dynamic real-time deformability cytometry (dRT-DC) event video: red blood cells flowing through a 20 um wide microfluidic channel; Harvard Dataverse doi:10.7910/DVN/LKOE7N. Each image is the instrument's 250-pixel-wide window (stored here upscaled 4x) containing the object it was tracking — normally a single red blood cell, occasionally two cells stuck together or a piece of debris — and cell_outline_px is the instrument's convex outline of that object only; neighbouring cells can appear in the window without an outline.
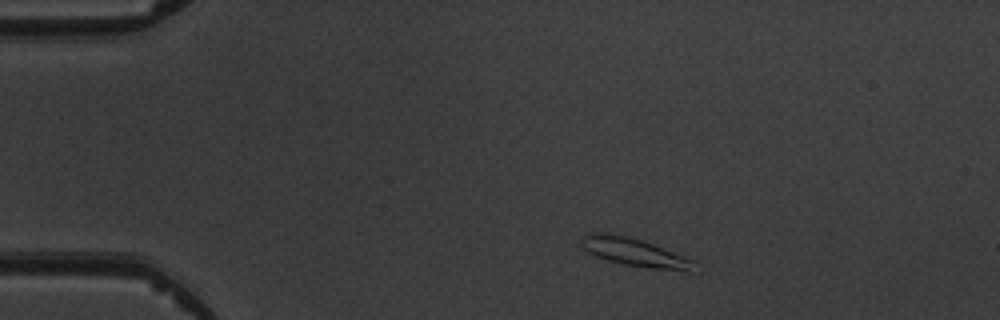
{"species": "common noctule bat (a hibernating species)", "species_latin": "Nyctalus noctula", "temperature_condition": "warm", "stored_images_in_passage": 6, "camera_frame_rate_fps": 3000, "um_per_image_px": 0.085, "animal": {"sex": "male", "body_mass_g": 19.5, "forearm_length_mm": 54.6}, "frame": {"image": 1, "passage_image": 1, "time_ms": 0.0, "image_size_px": [1000, 320], "cell_outline_px": [[696, 272], [688, 272], [652, 268], [624, 264], [608, 260], [596, 256], [588, 252], [584, 248], [580, 240], [588, 232], [608, 232], [628, 236], [652, 244], [696, 260]], "centroid_in_image_um": [54.0, 21.45], "position_along_channel_um": 31.0, "area_um2": 18.67}}
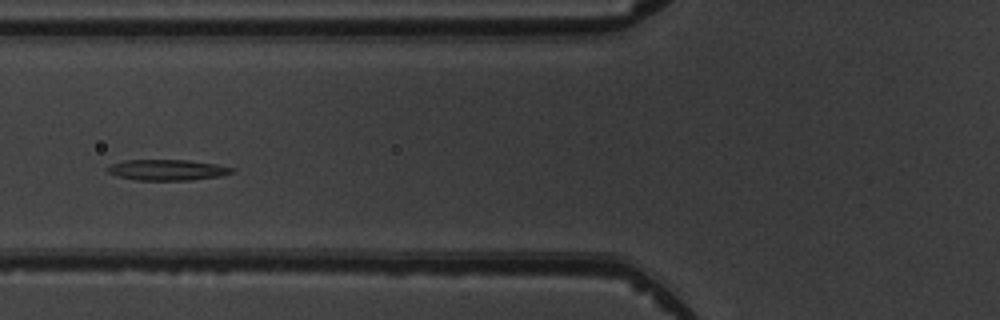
{"frame": {"image": 2, "passage_image": 4, "time_ms": 3.667, "image_size_px": [1000, 320], "cell_outline_px": [[236, 172], [220, 176], [192, 180], [136, 180], [116, 176], [108, 172], [108, 168], [112, 164], [124, 160], [188, 160], [216, 164], [236, 168]], "centroid_in_image_um": [14.28, 14.44], "position_along_channel_um": 111.5, "area_um2": 15.14}}
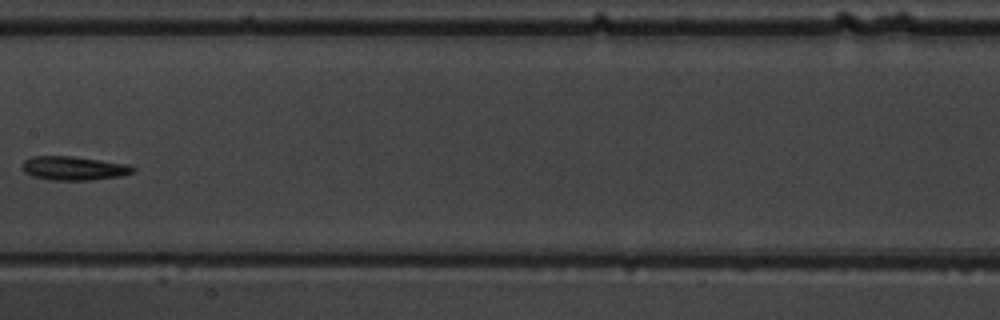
{"frame": {"image": 3, "passage_image": 6, "time_ms": 6.0, "image_size_px": [1000, 320], "cell_outline_px": [[136, 168], [132, 172], [120, 176], [92, 180], [52, 180], [32, 176], [24, 172], [24, 160], [32, 156], [72, 156], [132, 164]], "centroid_in_image_um": [6.32, 14.29], "position_along_channel_um": 201.1, "area_um2": 15.43}}